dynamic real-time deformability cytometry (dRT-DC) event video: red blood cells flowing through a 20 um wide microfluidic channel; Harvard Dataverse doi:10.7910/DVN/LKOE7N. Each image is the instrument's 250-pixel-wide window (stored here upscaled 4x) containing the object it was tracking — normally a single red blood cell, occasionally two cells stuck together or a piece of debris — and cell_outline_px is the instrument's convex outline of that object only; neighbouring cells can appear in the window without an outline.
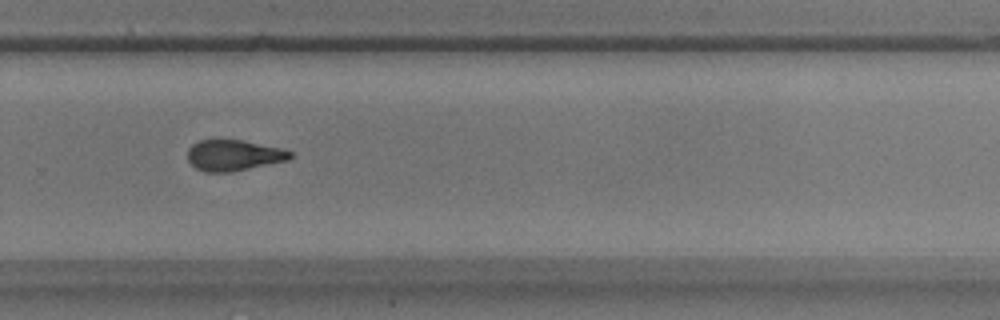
{"species": "common noctule bat (a hibernating species)", "species_latin": "Nyctalus noctula", "temperature_condition": "warm", "stored_images_in_passage": 44, "camera_frame_rate_fps": 3000, "um_per_image_px": 0.085, "animal": {"sex": "male", "body_mass_g": 17.9}, "frame": {"image": 1, "passage_image": 25, "time_ms": 8.0, "image_size_px": [1000, 320], "cell_outline_px": [[292, 156], [288, 160], [228, 172], [204, 172], [196, 168], [188, 160], [188, 148], [192, 144], [200, 140], [244, 140], [284, 148], [292, 152]], "centroid_in_image_um": [19.87, 13.19], "position_along_channel_um": 309.9, "area_um2": 18.44}}
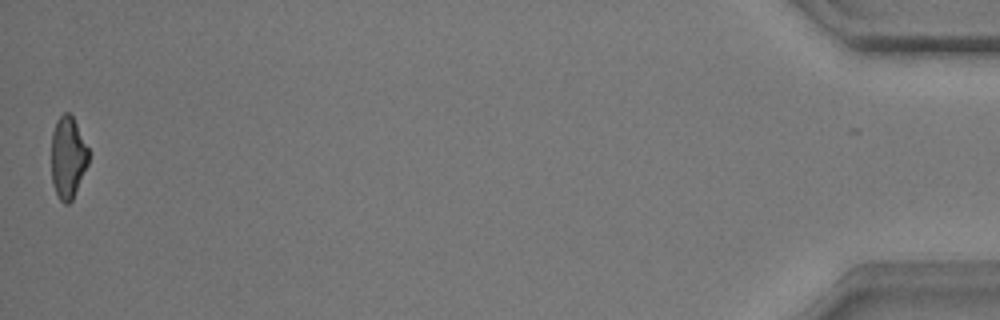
{"frame": {"image": 2, "passage_image": 43, "time_ms": 14.0, "image_size_px": [1000, 320], "cell_outline_px": [[88, 164], [72, 200], [68, 204], [64, 204], [60, 200], [52, 184], [52, 132], [56, 120], [64, 112], [68, 112], [72, 116], [88, 148]], "centroid_in_image_um": [5.76, 13.39], "position_along_channel_um": 429.4, "area_um2": 17.57}, "authors_computed_cell_mechanics": {"area_um2": 19.1318, "velocity_mm_per_s": 3.5825, "shape_relaxation_time_tau1_ms": 4.6629, "shape_relaxation_time_tau2_ms": 3.4836, "deformation_change_tau1": 0.1449, "deformation_change_tau2": 0.111}}